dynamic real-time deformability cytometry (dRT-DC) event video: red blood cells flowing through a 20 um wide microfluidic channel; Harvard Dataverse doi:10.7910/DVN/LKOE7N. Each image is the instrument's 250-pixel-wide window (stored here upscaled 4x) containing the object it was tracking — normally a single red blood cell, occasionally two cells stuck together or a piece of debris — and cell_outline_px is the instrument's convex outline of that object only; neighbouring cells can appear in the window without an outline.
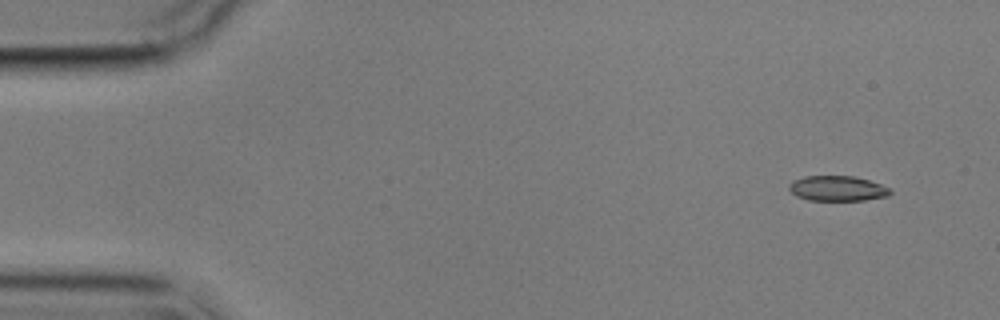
{"species": "common noctule bat (a hibernating species)", "species_latin": "Nyctalus noctula", "temperature_condition": "cold", "stored_images_in_passage": 5, "camera_frame_rate_fps": 3000, "um_per_image_px": 0.085, "animal": {"sex": "male", "body_mass_g": 17.9}, "frame": {"image": 1, "passage_image": 1, "time_ms": 0.0, "image_size_px": [1000, 320], "cell_outline_px": [[892, 192], [888, 196], [864, 200], [808, 200], [796, 196], [788, 188], [788, 184], [804, 176], [852, 176], [868, 180], [880, 184], [888, 188]], "centroid_in_image_um": [71.16, 16.02], "position_along_channel_um": 13.8, "area_um2": 14.68}}
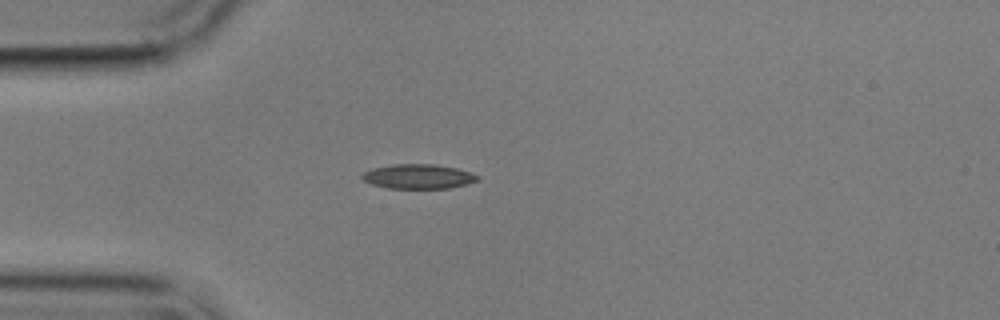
{"frame": {"image": 2, "passage_image": 4, "time_ms": 3.667, "image_size_px": [1000, 320], "cell_outline_px": [[480, 180], [468, 184], [448, 188], [388, 188], [372, 184], [364, 180], [360, 176], [364, 172], [372, 168], [392, 164], [432, 164], [456, 168], [472, 172], [480, 176]], "centroid_in_image_um": [35.59, 14.99], "position_along_channel_um": 49.4, "area_um2": 16.59}}